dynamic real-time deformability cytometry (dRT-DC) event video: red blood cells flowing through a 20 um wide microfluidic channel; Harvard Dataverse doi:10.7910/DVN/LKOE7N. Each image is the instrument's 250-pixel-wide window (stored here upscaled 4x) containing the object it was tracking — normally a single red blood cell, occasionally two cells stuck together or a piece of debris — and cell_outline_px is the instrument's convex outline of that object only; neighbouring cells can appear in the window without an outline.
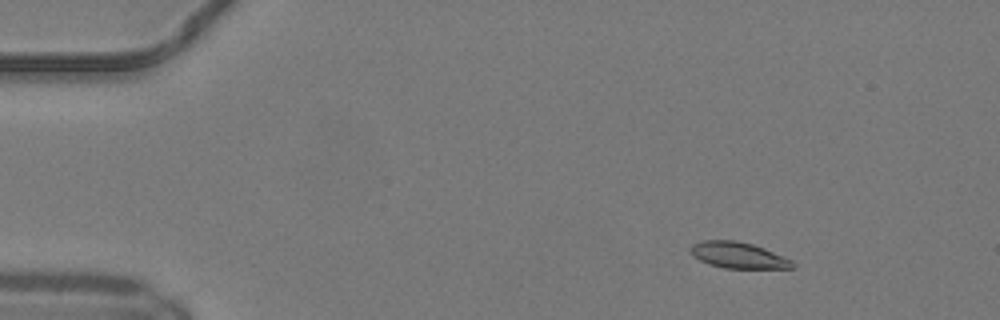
{"species": "common noctule bat (a hibernating species)", "species_latin": "Nyctalus noctula", "temperature_condition": "warm", "stored_images_in_passage": 50, "camera_frame_rate_fps": 3000, "um_per_image_px": 0.085, "animal": {"sex": "male", "body_mass_g": 19.2, "forearm_length_mm": 51.8}, "frame": {"image": 1, "passage_image": 7, "time_ms": 2.0, "image_size_px": [1000, 320], "cell_outline_px": [[796, 264], [792, 268], [724, 268], [708, 264], [692, 256], [692, 244], [700, 240], [736, 240], [752, 244], [764, 248], [792, 260]], "centroid_in_image_um": [62.74, 21.69], "position_along_channel_um": 22.3, "area_um2": 15.49}}
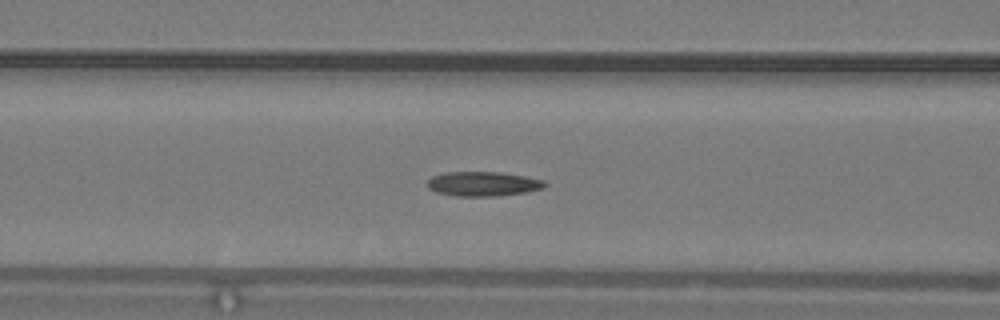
{"frame": {"image": 2, "passage_image": 21, "time_ms": 6.667, "image_size_px": [1000, 320], "cell_outline_px": [[548, 184], [544, 188], [524, 192], [496, 196], [456, 196], [436, 192], [428, 188], [428, 180], [432, 176], [444, 172], [500, 172], [524, 176], [544, 180]], "centroid_in_image_um": [41.05, 15.62], "position_along_channel_um": 125.5, "area_um2": 16.76}}
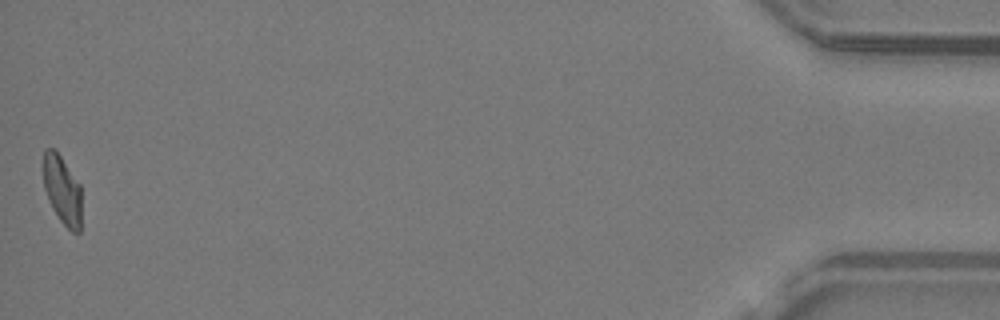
{"frame": {"image": 3, "passage_image": 50, "time_ms": 16.333, "image_size_px": [1000, 320], "cell_outline_px": [[80, 232], [72, 232], [60, 220], [52, 208], [44, 188], [44, 148], [56, 148], [80, 184]], "centroid_in_image_um": [5.29, 16.1], "position_along_channel_um": 429.9, "area_um2": 15.2}, "authors_computed_cell_mechanics": {"area_um2": 16.1262, "velocity_mm_per_s": 4.1423, "shape_relaxation_time_tau1_ms": null, "shape_relaxation_time_tau2_ms": 2.6675, "deformation_change_tau1": null, "deformation_change_tau2": 0.0912}}